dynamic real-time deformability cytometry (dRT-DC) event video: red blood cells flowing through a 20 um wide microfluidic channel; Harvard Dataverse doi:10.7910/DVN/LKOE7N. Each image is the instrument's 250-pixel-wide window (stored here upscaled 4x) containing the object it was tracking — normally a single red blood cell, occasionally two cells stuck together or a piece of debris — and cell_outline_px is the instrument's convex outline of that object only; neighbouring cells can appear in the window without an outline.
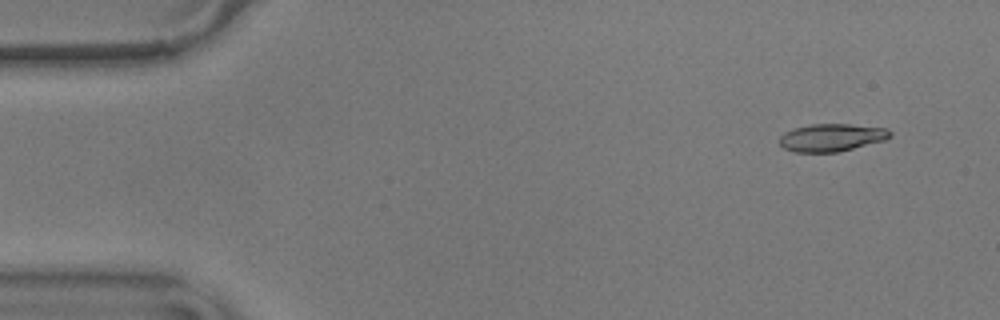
{"species": "common noctule bat (a hibernating species)", "species_latin": "Nyctalus noctula", "temperature_condition": "warm", "stored_images_in_passage": 21, "camera_frame_rate_fps": 3000, "um_per_image_px": 0.085, "animal": {"sex": "male", "body_mass_g": 17.9}, "frame": {"image": 1, "passage_image": 4, "time_ms": 1.0, "image_size_px": [1000, 320], "cell_outline_px": [[892, 136], [884, 140], [836, 152], [796, 152], [784, 148], [780, 144], [780, 136], [784, 132], [796, 128], [812, 124], [848, 124], [888, 128], [892, 132]], "centroid_in_image_um": [70.7, 11.68], "position_along_channel_um": 14.3, "area_um2": 17.63}}
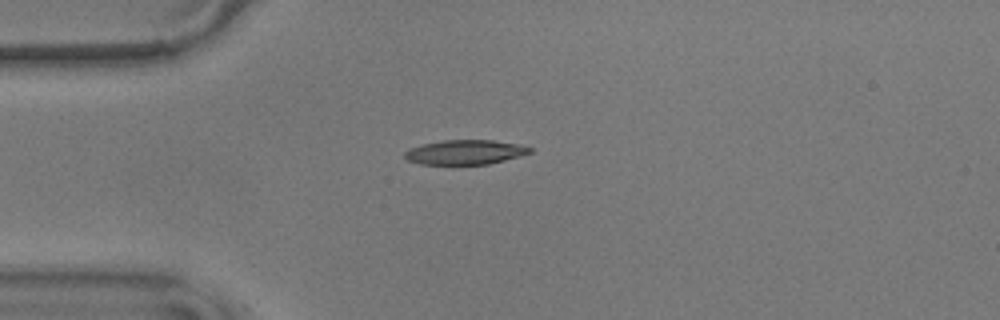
{"frame": {"image": 2, "passage_image": 14, "time_ms": 4.333, "image_size_px": [1000, 320], "cell_outline_px": [[532, 152], [520, 156], [488, 164], [420, 164], [408, 160], [404, 156], [404, 152], [412, 148], [424, 144], [444, 140], [492, 140], [516, 144], [532, 148]], "centroid_in_image_um": [39.54, 12.94], "position_along_channel_um": 45.5, "area_um2": 17.63}}